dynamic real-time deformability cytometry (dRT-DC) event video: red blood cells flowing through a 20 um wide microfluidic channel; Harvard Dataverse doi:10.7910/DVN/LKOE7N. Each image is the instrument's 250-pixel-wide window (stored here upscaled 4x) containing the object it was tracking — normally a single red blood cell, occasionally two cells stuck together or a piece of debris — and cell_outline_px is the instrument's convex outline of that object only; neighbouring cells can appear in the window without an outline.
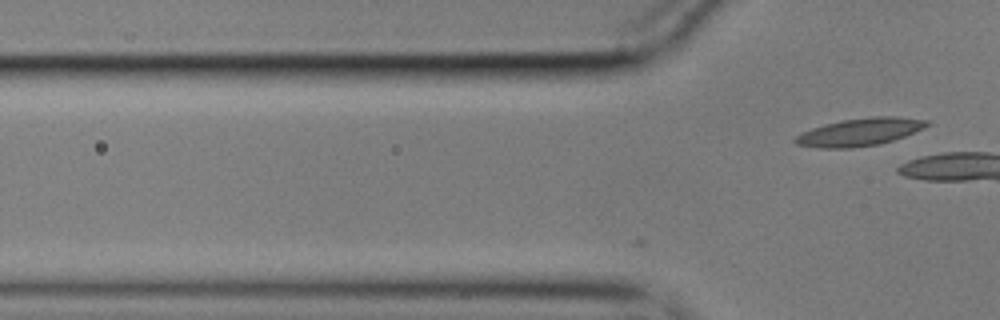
{"species": "common noctule bat (a hibernating species)", "species_latin": "Nyctalus noctula", "temperature_condition": "cold", "stored_images_in_passage": 9, "camera_frame_rate_fps": 3000, "um_per_image_px": 0.085, "animal": {"sex": "male", "body_mass_g": 17.9}, "frame": {"image": 1, "passage_image": 9, "time_ms": 2.667, "image_size_px": [1000, 320], "cell_outline_px": [[928, 124], [904, 136], [880, 144], [852, 148], [820, 148], [796, 144], [792, 140], [800, 132], [824, 124], [840, 120], [872, 116], [896, 116], [928, 120]], "centroid_in_image_um": [73.0, 11.22], "position_along_channel_um": 52.8, "area_um2": 21.15}}